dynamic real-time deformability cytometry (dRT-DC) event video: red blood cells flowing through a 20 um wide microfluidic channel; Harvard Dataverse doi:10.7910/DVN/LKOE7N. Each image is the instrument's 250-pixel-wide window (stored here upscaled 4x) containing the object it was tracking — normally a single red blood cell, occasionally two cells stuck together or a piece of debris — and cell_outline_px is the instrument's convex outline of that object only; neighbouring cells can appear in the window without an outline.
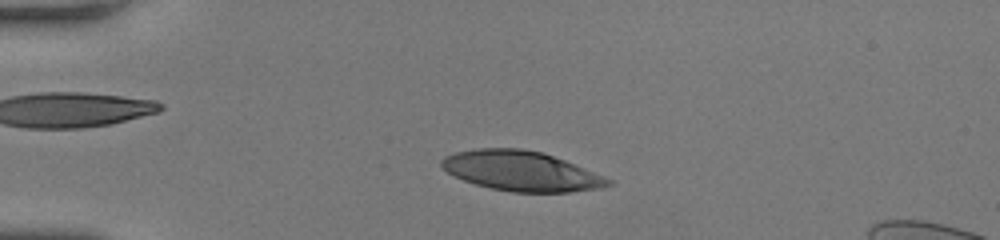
{"species": "human", "species_latin": "Homo sapiens", "temperature_condition": "room temperature", "stored_images_in_passage": 50, "camera_frame_rate_fps": 3000, "um_per_image_px": 0.085, "donor": {"sex": "female"}, "frame": {"image": 1, "passage_image": 9, "time_ms": 2.667, "image_size_px": [1000, 240], "cell_outline_px": [[612, 184], [600, 188], [568, 192], [512, 192], [492, 188], [476, 184], [464, 180], [448, 172], [440, 164], [440, 160], [444, 156], [456, 152], [476, 148], [520, 148], [544, 152], [604, 176], [612, 180]], "centroid_in_image_um": [44.29, 14.53], "position_along_channel_um": 40.7, "area_um2": 38.49}}
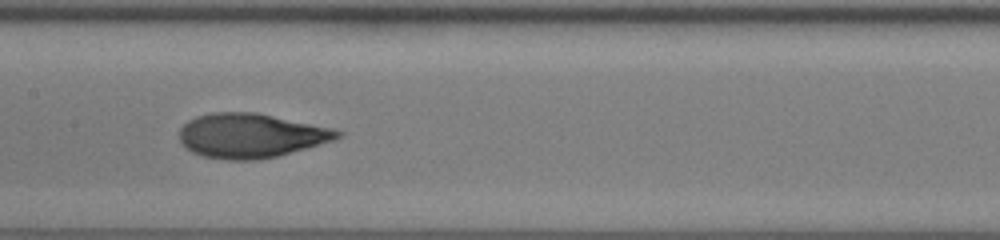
{"frame": {"image": 2, "passage_image": 24, "time_ms": 7.667, "image_size_px": [1000, 240], "cell_outline_px": [[344, 136], [336, 140], [276, 156], [260, 160], [224, 160], [200, 156], [192, 152], [180, 140], [180, 128], [188, 120], [196, 116], [212, 112], [256, 112], [336, 128], [344, 132]], "centroid_in_image_um": [21.37, 11.52], "position_along_channel_um": 186.0, "area_um2": 41.33}}
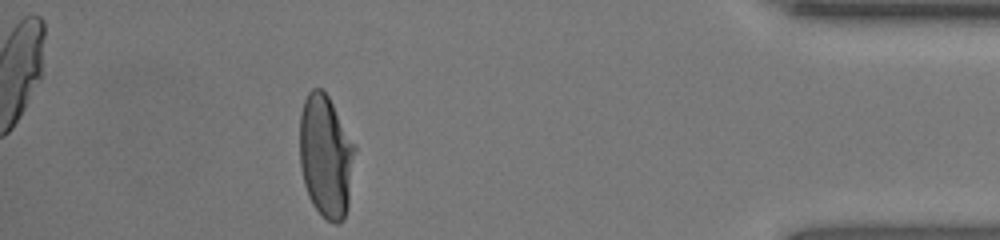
{"frame": {"image": 3, "passage_image": 45, "time_ms": 14.667, "image_size_px": [1000, 240], "cell_outline_px": [[356, 148], [348, 208], [344, 220], [336, 224], [332, 224], [312, 204], [308, 196], [304, 184], [300, 168], [300, 112], [304, 100], [308, 92], [312, 88], [320, 88], [328, 96]], "centroid_in_image_um": [27.69, 13.3], "position_along_channel_um": 407.5, "area_um2": 39.54}, "authors_computed_cell_mechanics": {"area_um2": 40.0843, "velocity_mm_per_s": 3.7977, "shape_relaxation_time_tau1_ms": 5.7554, "shape_relaxation_time_tau2_ms": 0.8428, "deformation_change_tau1": 0.262, "deformation_change_tau2": 0.0661}}